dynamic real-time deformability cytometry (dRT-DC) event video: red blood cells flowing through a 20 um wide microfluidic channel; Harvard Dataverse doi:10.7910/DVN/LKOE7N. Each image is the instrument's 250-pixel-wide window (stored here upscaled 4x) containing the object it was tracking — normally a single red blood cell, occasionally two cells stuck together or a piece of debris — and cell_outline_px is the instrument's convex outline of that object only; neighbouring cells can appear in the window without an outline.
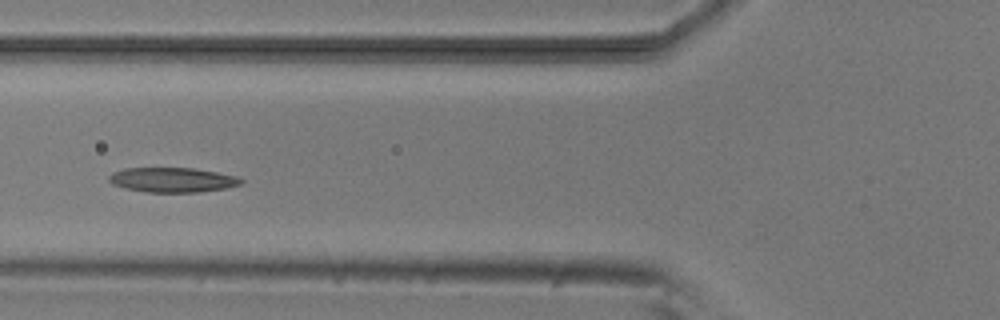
{"species": "common noctule bat (a hibernating species)", "species_latin": "Nyctalus noctula", "temperature_condition": "room temperature", "stored_images_in_passage": 7, "camera_frame_rate_fps": 3000, "um_per_image_px": 0.085, "animal": {"sex": "male", "body_mass_g": 20.5, "forearm_length_mm": 52.5}, "frame": {"image": 1, "passage_image": 4, "time_ms": 3.667, "image_size_px": [1000, 320], "cell_outline_px": [[244, 180], [240, 184], [228, 188], [200, 192], [144, 192], [124, 188], [112, 184], [108, 180], [108, 176], [112, 172], [124, 168], [192, 168], [216, 172], [236, 176]], "centroid_in_image_um": [14.63, 15.29], "position_along_channel_um": 111.2, "area_um2": 19.13}}
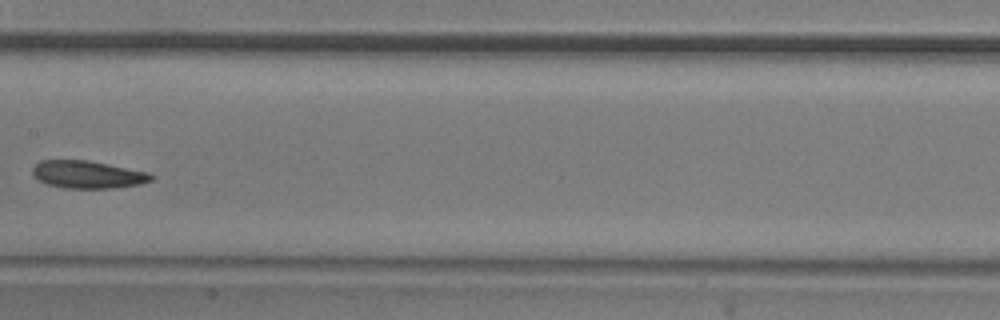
{"frame": {"image": 2, "passage_image": 6, "time_ms": 6.0, "image_size_px": [1000, 320], "cell_outline_px": [[156, 176], [152, 180], [140, 184], [112, 188], [64, 188], [48, 184], [40, 180], [32, 172], [32, 168], [40, 160], [88, 160], [152, 172]], "centroid_in_image_um": [7.53, 14.82], "position_along_channel_um": 199.9, "area_um2": 19.19}}
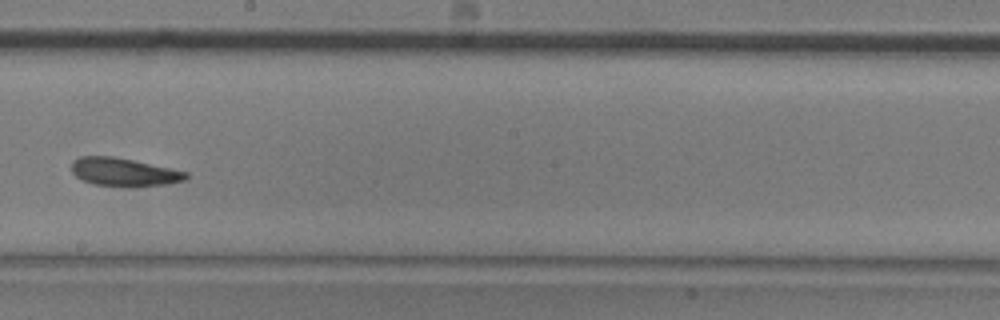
{"frame": {"image": 3, "passage_image": 7, "time_ms": 7.0, "image_size_px": [1000, 320], "cell_outline_px": [[188, 180], [168, 184], [136, 188], [128, 188], [92, 184], [76, 176], [72, 172], [72, 160], [80, 156], [112, 156], [172, 168], [188, 172]], "centroid_in_image_um": [10.58, 14.65], "position_along_channel_um": 237.6, "area_um2": 19.31}}